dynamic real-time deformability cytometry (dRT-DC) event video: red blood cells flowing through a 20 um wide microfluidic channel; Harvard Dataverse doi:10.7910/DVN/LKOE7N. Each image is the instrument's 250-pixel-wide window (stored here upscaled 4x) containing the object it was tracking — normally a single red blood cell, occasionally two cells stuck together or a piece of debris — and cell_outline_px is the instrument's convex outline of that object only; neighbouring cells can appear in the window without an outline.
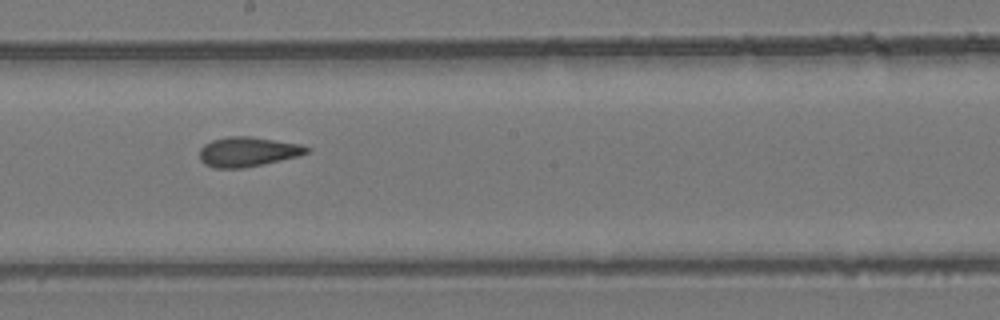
{"species": "common noctule bat (a hibernating species)", "species_latin": "Nyctalus noctula", "temperature_condition": "room temperature", "stored_images_in_passage": 9, "camera_frame_rate_fps": 3000, "um_per_image_px": 0.085, "animal": {"sex": "female", "body_mass_g": 24.6, "forearm_length_mm": 56.2}, "frame": {"image": 1, "passage_image": 8, "time_ms": 9.0, "image_size_px": [1000, 320], "cell_outline_px": [[312, 148], [308, 152], [300, 156], [264, 164], [244, 168], [212, 168], [204, 164], [200, 160], [200, 148], [204, 144], [212, 140], [228, 136], [248, 136], [300, 144]], "centroid_in_image_um": [21.05, 12.91], "position_along_channel_um": 227.1, "area_um2": 18.67}}
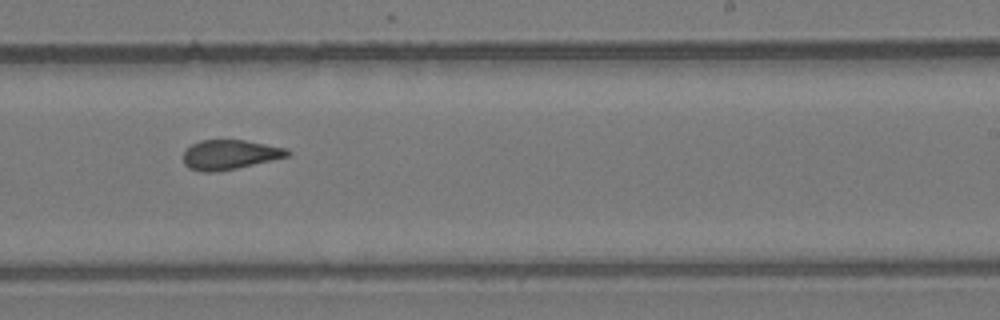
{"frame": {"image": 2, "passage_image": 9, "time_ms": 10.0, "image_size_px": [1000, 320], "cell_outline_px": [[292, 152], [288, 156], [236, 168], [216, 172], [204, 172], [188, 168], [184, 164], [184, 152], [192, 144], [200, 140], [244, 140], [288, 148]], "centroid_in_image_um": [19.53, 13.14], "position_along_channel_um": 269.5, "area_um2": 17.86}}